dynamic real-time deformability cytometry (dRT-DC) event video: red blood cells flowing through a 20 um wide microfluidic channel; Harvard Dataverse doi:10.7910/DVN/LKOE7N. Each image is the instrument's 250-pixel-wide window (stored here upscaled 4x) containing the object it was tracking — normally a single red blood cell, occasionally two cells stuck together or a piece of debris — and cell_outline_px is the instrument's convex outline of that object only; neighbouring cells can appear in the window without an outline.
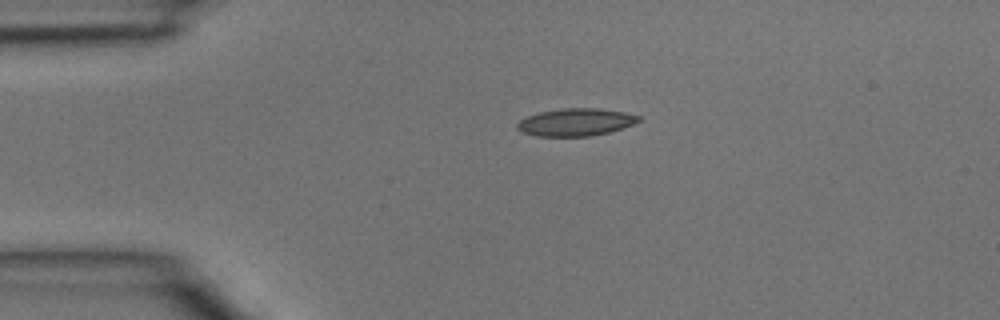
{"species": "common noctule bat (a hibernating species)", "species_latin": "Nyctalus noctula", "temperature_condition": "room temperature", "stored_images_in_passage": 37, "camera_frame_rate_fps": 3000, "um_per_image_px": 0.085, "animal": {"sex": "male", "body_mass_g": 15.6}, "frame": {"image": 1, "passage_image": 1, "time_ms": 0.0, "image_size_px": [1000, 320], "cell_outline_px": [[640, 120], [632, 124], [612, 132], [588, 136], [536, 136], [520, 132], [516, 128], [516, 124], [520, 120], [528, 116], [540, 112], [560, 108], [596, 108], [624, 112], [640, 116]], "centroid_in_image_um": [48.91, 10.39], "position_along_channel_um": 36.1, "area_um2": 19.48}}
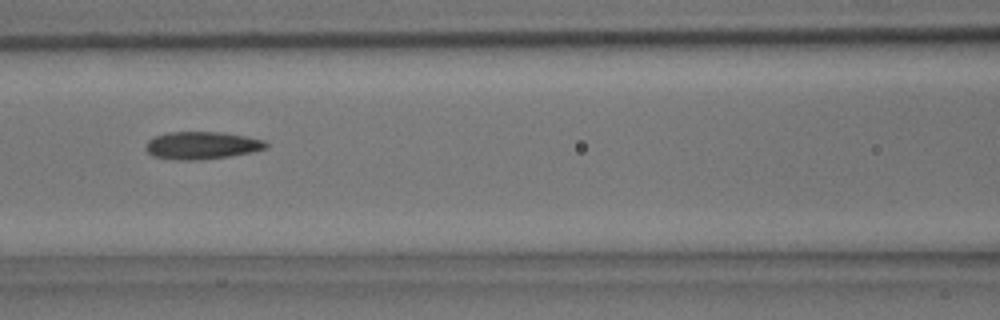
{"frame": {"image": 2, "passage_image": 11, "time_ms": 3.333, "image_size_px": [1000, 320], "cell_outline_px": [[268, 148], [252, 152], [228, 156], [200, 160], [176, 160], [152, 156], [144, 148], [148, 140], [156, 136], [168, 132], [224, 132], [264, 140], [268, 144]], "centroid_in_image_um": [17.15, 12.36], "position_along_channel_um": 149.5, "area_um2": 19.36}}
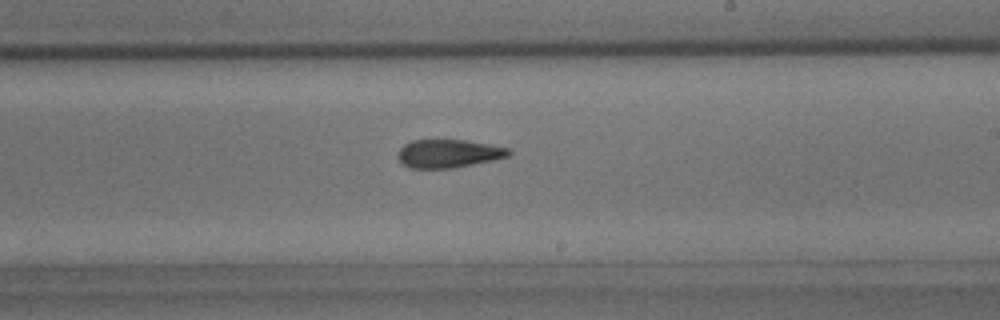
{"frame": {"image": 3, "passage_image": 18, "time_ms": 5.667, "image_size_px": [1000, 320], "cell_outline_px": [[512, 152], [508, 156], [492, 160], [452, 168], [408, 168], [396, 156], [400, 148], [404, 144], [412, 140], [464, 140], [488, 144], [508, 148]], "centroid_in_image_um": [38.09, 13.05], "position_along_channel_um": 250.9, "area_um2": 18.09}}